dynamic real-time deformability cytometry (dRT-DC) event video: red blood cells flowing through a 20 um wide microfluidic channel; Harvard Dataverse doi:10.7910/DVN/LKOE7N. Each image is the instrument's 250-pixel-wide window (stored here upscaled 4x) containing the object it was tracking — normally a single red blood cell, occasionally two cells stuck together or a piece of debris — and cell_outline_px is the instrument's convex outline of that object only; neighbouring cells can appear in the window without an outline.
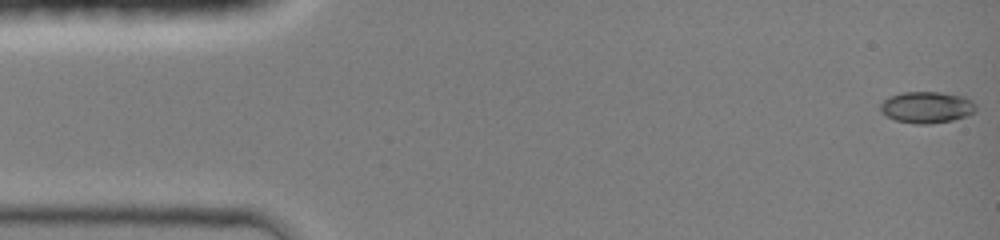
{"species": "common noctule bat (a hibernating species)", "species_latin": "Nyctalus noctula", "temperature_condition": "room temperature", "stored_images_in_passage": 59, "camera_frame_rate_fps": 3000, "um_per_image_px": 0.085, "animal": {"sex": "female", "body_mass_g": 19.0, "forearm_length_mm": 51.5}, "frame": {"image": 1, "passage_image": 1, "time_ms": 0.0, "image_size_px": [1000, 240], "cell_outline_px": [[976, 112], [968, 116], [952, 120], [928, 124], [916, 124], [896, 120], [880, 112], [880, 104], [888, 96], [904, 92], [940, 92], [964, 96], [972, 100], [976, 104]], "centroid_in_image_um": [78.8, 9.11], "position_along_channel_um": 6.2, "area_um2": 17.69}}
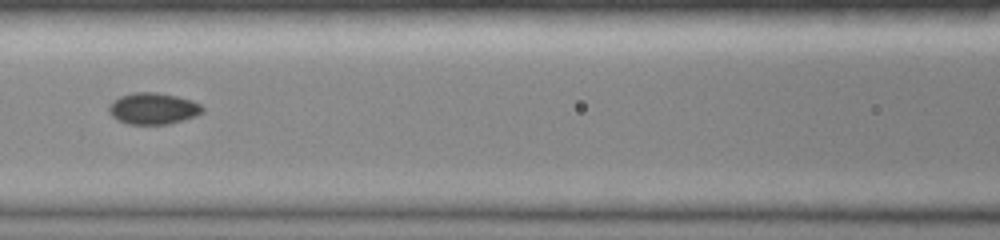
{"frame": {"image": 2, "passage_image": 28, "time_ms": 6.333, "image_size_px": [1000, 240], "cell_outline_px": [[204, 112], [196, 116], [168, 124], [128, 124], [112, 116], [108, 112], [108, 108], [112, 100], [120, 96], [132, 92], [156, 92], [176, 96], [192, 100], [200, 104], [204, 108]], "centroid_in_image_um": [13.02, 9.21], "position_along_channel_um": 153.6, "area_um2": 17.22}}
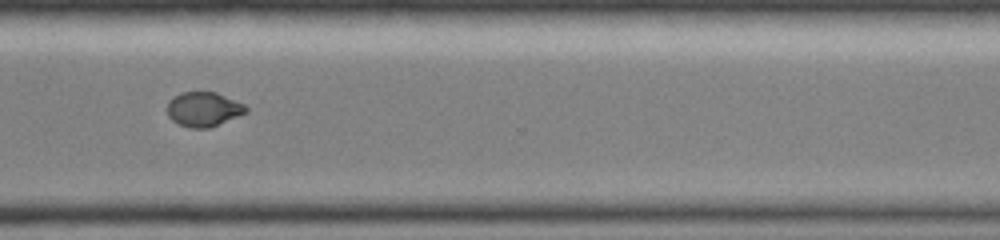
{"frame": {"image": 3, "passage_image": 58, "time_ms": 11.0, "image_size_px": [1000, 240], "cell_outline_px": [[248, 112], [208, 128], [188, 128], [172, 120], [168, 116], [168, 100], [180, 92], [216, 92], [244, 104], [248, 108]], "centroid_in_image_um": [17.29, 9.28], "position_along_channel_um": 353.3, "area_um2": 15.78}}